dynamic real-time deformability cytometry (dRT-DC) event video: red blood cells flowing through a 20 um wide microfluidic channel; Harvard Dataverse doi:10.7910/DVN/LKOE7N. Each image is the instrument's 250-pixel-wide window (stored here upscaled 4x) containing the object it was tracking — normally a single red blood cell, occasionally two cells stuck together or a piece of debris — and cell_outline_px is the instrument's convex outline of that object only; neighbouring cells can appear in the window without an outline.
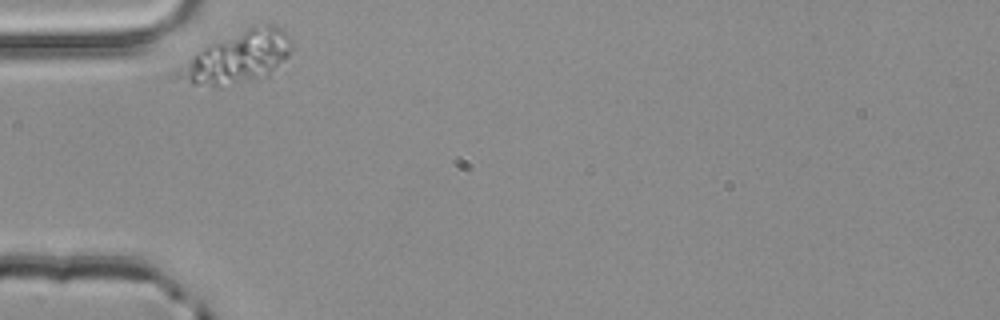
{"species": "common noctule bat (a hibernating species)", "species_latin": "Nyctalus noctula", "temperature_condition": "room temperature", "stored_images_in_passage": 2, "camera_frame_rate_fps": 3000, "um_per_image_px": 0.085, "animal": {"sex": "male", "body_mass_g": 20.4}, "frame": {"image": 1, "passage_image": 1, "time_ms": 0.0, "image_size_px": [1000, 320], "cell_outline_px": [[288, 56], [268, 76], [220, 88], [192, 84], [168, 80], [168, 72], [204, 48], [212, 44], [248, 28], [264, 24], [276, 24], [284, 28], [288, 36]], "centroid_in_image_um": [20.04, 4.96], "position_along_channel_um": 65.0, "area_um2": 34.45}}
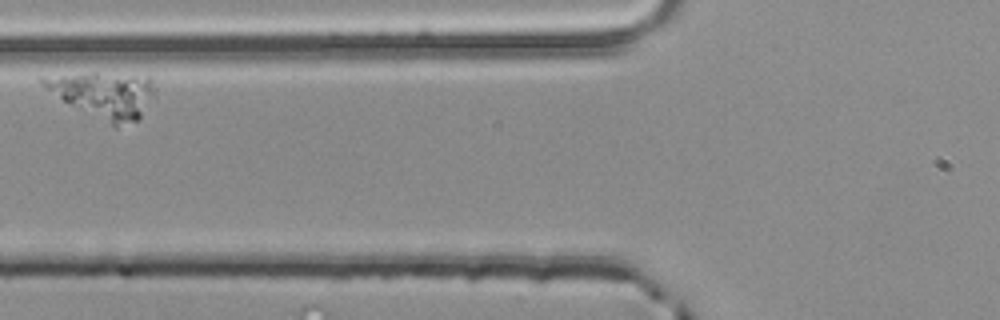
{"frame": {"image": 2, "passage_image": 2, "time_ms": 0.333, "image_size_px": [1000, 320], "cell_outline_px": [[156, 96], [140, 116], [136, 120], [116, 128], [64, 100], [44, 88], [36, 80], [40, 76], [92, 72], [96, 72], [148, 76], [152, 80]], "centroid_in_image_um": [8.83, 8.02], "position_along_channel_um": 117.0, "area_um2": 30.11}}